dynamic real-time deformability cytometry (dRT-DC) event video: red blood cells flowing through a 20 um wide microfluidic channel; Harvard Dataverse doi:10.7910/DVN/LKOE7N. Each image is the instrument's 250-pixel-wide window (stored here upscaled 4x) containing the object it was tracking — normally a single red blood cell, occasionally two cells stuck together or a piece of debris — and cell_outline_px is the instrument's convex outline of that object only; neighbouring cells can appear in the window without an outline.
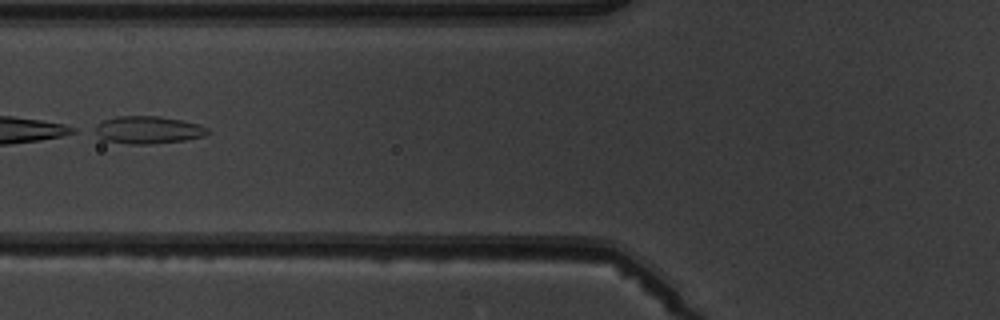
{"species": "common noctule bat (a hibernating species)", "species_latin": "Nyctalus noctula", "temperature_condition": "warm", "stored_images_in_passage": 7, "camera_frame_rate_fps": 3000, "um_per_image_px": 0.085, "animal": {"sex": "male", "body_mass_g": 19.5, "forearm_length_mm": 54.6}, "frame": {"image": 1, "passage_image": 6, "time_ms": 6.667, "image_size_px": [1000, 320], "cell_outline_px": [[212, 132], [204, 136], [184, 140], [148, 144], [128, 144], [104, 140], [92, 132], [88, 128], [104, 120], [116, 116], [160, 116], [200, 124], [208, 128]], "centroid_in_image_um": [12.52, 11.04], "position_along_channel_um": 113.3, "area_um2": 18.44}}
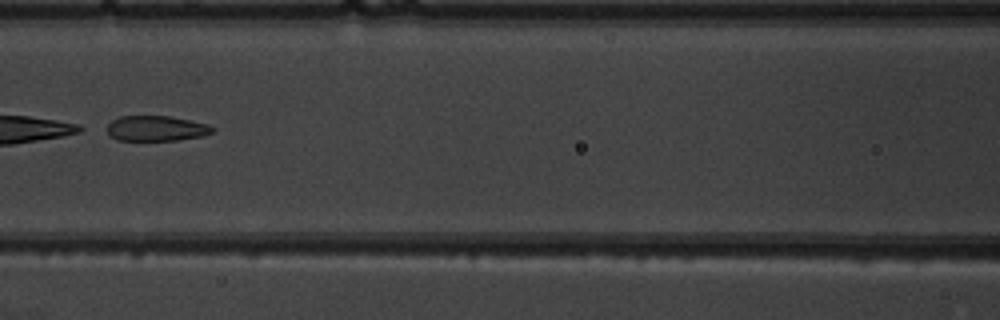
{"frame": {"image": 2, "passage_image": 7, "time_ms": 7.667, "image_size_px": [1000, 320], "cell_outline_px": [[216, 128], [212, 132], [200, 136], [176, 140], [116, 140], [108, 136], [108, 124], [112, 120], [120, 116], [172, 116], [208, 124]], "centroid_in_image_um": [13.26, 10.91], "position_along_channel_um": 153.3, "area_um2": 15.55}}